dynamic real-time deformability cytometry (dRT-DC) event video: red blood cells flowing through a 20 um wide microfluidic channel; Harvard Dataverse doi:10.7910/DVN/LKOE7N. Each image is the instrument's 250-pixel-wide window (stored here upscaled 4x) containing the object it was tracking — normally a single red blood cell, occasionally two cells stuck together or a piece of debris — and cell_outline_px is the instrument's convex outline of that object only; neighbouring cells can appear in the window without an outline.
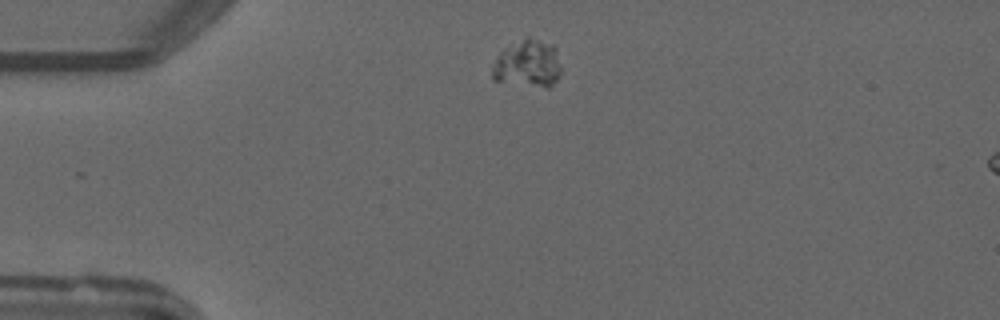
{"species": "common noctule bat (a hibernating species)", "species_latin": "Nyctalus noctula", "temperature_condition": "warm", "stored_images_in_passage": 3, "camera_frame_rate_fps": 3000, "um_per_image_px": 0.085, "animal": {"sex": "male", "forearm_length_mm": 52.5}, "frame": {"image": 1, "passage_image": 1, "time_ms": 0.0, "image_size_px": [1000, 320], "cell_outline_px": [[560, 76], [548, 88], [492, 80], [492, 64], [504, 48], [524, 36], [528, 36], [552, 44], [556, 48], [560, 64]], "centroid_in_image_um": [44.86, 5.39], "position_along_channel_um": 40.1, "area_um2": 19.25}}